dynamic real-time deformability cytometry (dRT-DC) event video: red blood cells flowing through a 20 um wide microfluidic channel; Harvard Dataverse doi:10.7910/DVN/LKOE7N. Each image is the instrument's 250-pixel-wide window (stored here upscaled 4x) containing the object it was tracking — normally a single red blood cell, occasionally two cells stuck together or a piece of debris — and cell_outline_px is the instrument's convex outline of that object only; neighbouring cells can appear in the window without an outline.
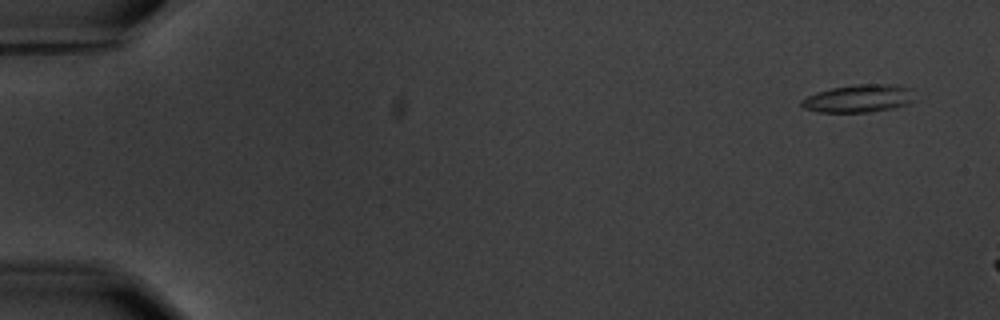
{"species": "common noctule bat (a hibernating species)", "species_latin": "Nyctalus noctula", "temperature_condition": "warm", "stored_images_in_passage": 4, "camera_frame_rate_fps": 3000, "um_per_image_px": 0.085, "animal": {"sex": "male", "body_mass_g": 20.1, "forearm_length_mm": 53.5}, "frame": {"image": 1, "passage_image": 1, "time_ms": 0.0, "image_size_px": [1000, 320], "cell_outline_px": [[916, 100], [908, 104], [896, 108], [868, 112], [816, 112], [804, 108], [800, 104], [800, 100], [808, 96], [832, 88], [856, 84], [900, 84], [912, 88]], "centroid_in_image_um": [73.08, 8.37], "position_along_channel_um": 11.9, "area_um2": 18.61}}